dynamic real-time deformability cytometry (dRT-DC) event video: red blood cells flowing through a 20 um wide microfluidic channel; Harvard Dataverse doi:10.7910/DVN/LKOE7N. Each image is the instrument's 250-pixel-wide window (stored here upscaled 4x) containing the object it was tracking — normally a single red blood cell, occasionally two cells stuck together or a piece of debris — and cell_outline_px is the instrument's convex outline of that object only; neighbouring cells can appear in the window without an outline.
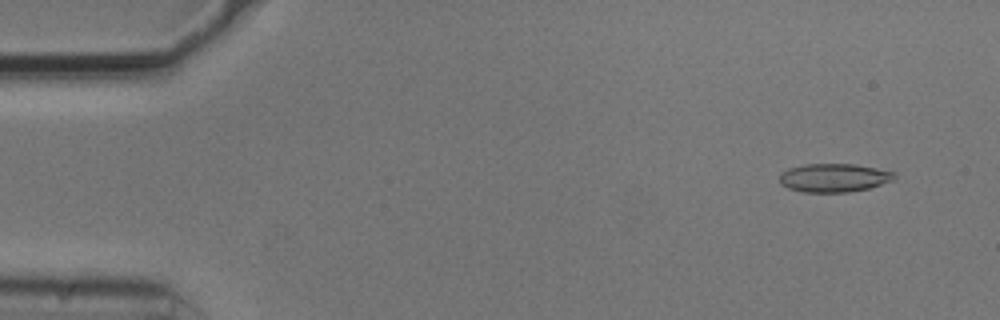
{"species": "common noctule bat (a hibernating species)", "species_latin": "Nyctalus noctula", "temperature_condition": "cold", "stored_images_in_passage": 54, "camera_frame_rate_fps": 3000, "um_per_image_px": 0.085, "animal": {"sex": "male", "body_mass_g": 20.5, "forearm_length_mm": 52.5}, "frame": {"image": 1, "passage_image": 4, "time_ms": 1.0, "image_size_px": [1000, 320], "cell_outline_px": [[896, 180], [868, 188], [848, 192], [804, 192], [788, 188], [780, 184], [780, 172], [788, 168], [804, 164], [856, 164], [896, 172]], "centroid_in_image_um": [70.9, 15.1], "position_along_channel_um": 14.1, "area_um2": 19.25}}
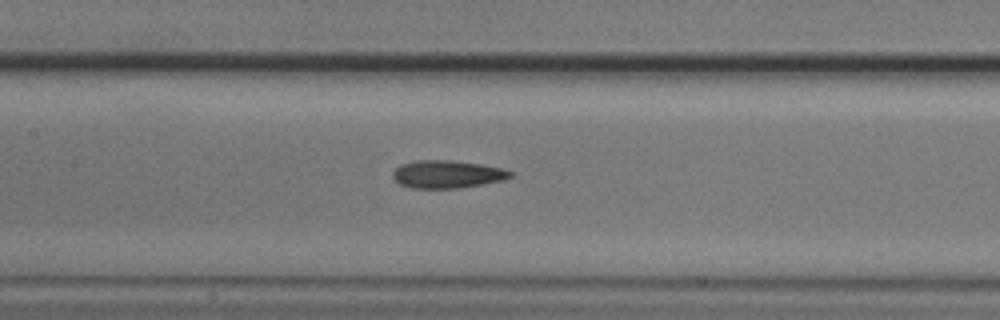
{"frame": {"image": 2, "passage_image": 25, "time_ms": 8.0, "image_size_px": [1000, 320], "cell_outline_px": [[512, 176], [504, 180], [460, 188], [408, 188], [400, 184], [392, 176], [392, 172], [400, 164], [416, 160], [448, 160], [480, 164], [500, 168], [512, 172]], "centroid_in_image_um": [37.97, 14.81], "position_along_channel_um": 169.4, "area_um2": 18.96}}
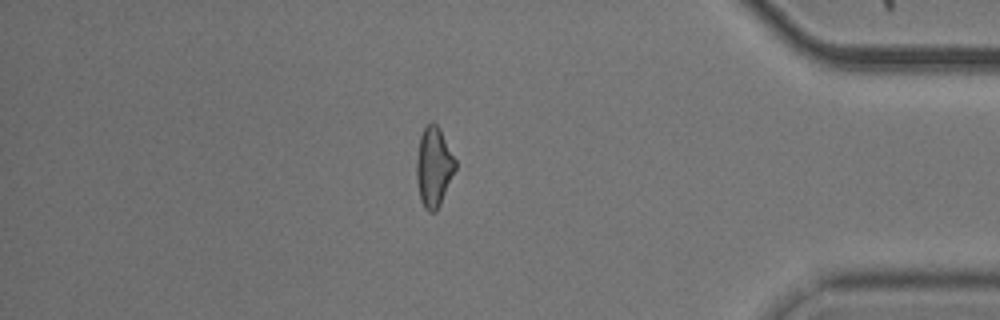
{"frame": {"image": 3, "passage_image": 46, "time_ms": 15.0, "image_size_px": [1000, 320], "cell_outline_px": [[456, 168], [440, 204], [436, 212], [428, 212], [424, 208], [420, 200], [416, 176], [416, 160], [420, 136], [424, 128], [432, 120], [440, 128], [456, 160]], "centroid_in_image_um": [36.86, 14.18], "position_along_channel_um": 398.3, "area_um2": 18.09}, "authors_computed_cell_mechanics": {"area_um2": 18.9295, "velocity_mm_per_s": 3.7465, "shape_relaxation_time_tau1_ms": 4.6987, "shape_relaxation_time_tau2_ms": 2.0047, "deformation_change_tau1": 0.1498, "deformation_change_tau2": 0.1142}}